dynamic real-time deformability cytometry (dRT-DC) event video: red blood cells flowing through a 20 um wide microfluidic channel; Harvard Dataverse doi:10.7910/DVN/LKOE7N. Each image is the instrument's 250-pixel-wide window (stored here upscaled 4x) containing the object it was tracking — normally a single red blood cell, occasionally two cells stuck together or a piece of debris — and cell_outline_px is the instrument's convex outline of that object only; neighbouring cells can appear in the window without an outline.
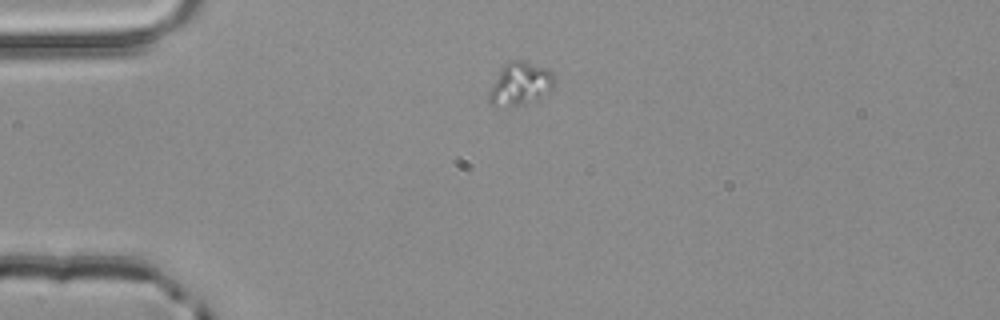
{"species": "common noctule bat (a hibernating species)", "species_latin": "Nyctalus noctula", "temperature_condition": "room temperature", "stored_images_in_passage": 2, "camera_frame_rate_fps": 3000, "um_per_image_px": 0.085, "animal": {"sex": "male", "body_mass_g": 20.4}, "frame": {"image": 1, "passage_image": 1, "time_ms": 0.0, "image_size_px": [1000, 320], "cell_outline_px": [[556, 84], [540, 100], [520, 104], [492, 104], [488, 100], [488, 92], [500, 68], [508, 60], [520, 60], [548, 68], [552, 72]], "centroid_in_image_um": [44.25, 7.09], "position_along_channel_um": 40.8, "area_um2": 16.3}}